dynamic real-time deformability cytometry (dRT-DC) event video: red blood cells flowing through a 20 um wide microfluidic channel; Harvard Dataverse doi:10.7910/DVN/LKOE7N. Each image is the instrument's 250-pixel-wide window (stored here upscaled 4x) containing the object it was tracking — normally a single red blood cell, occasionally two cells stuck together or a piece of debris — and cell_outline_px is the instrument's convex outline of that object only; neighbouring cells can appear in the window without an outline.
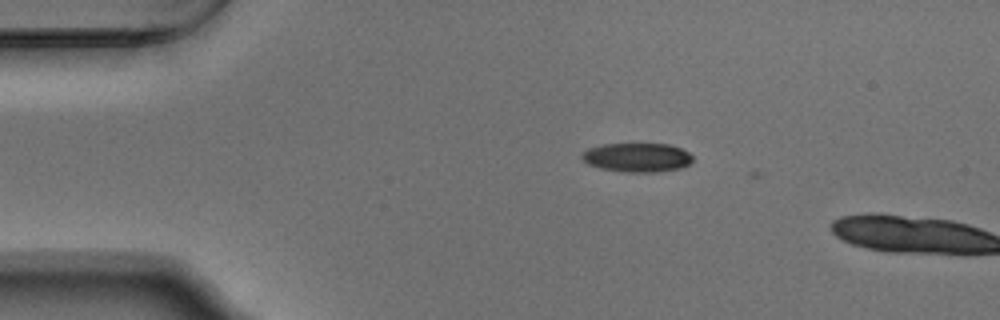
{"species": "Egyptian fruit bat (a non-hibernating species)", "species_latin": "Rousettus aegyptiacus", "temperature_condition": "warm", "stored_images_in_passage": 3, "camera_frame_rate_fps": 3000, "um_per_image_px": 0.085, "animal": {"sex": "male"}, "frame": {"image": 1, "passage_image": 2, "time_ms": 0.333, "image_size_px": [1000, 320], "cell_outline_px": [[692, 160], [688, 164], [680, 168], [656, 172], [624, 172], [600, 168], [588, 164], [580, 156], [588, 148], [600, 144], [668, 144], [680, 148], [688, 152], [692, 156]], "centroid_in_image_um": [54.13, 13.38], "position_along_channel_um": 30.9, "area_um2": 18.67}}